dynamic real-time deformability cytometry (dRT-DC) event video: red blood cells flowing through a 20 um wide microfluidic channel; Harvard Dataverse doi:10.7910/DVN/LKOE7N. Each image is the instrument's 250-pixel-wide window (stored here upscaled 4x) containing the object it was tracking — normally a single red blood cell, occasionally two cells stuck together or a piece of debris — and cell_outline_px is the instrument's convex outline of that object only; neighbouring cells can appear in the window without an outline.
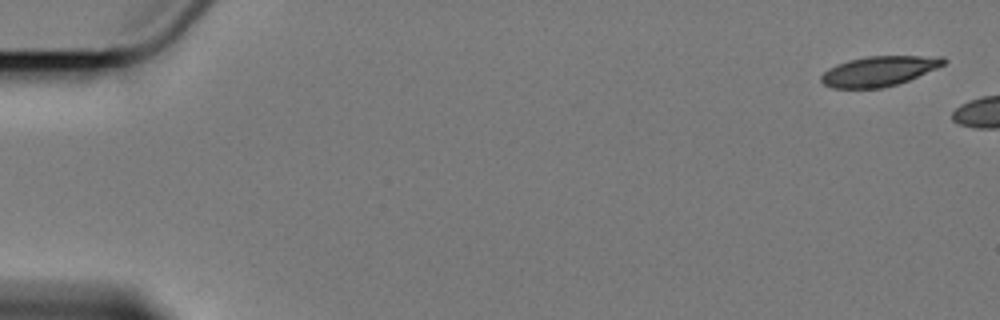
{"species": "Egyptian fruit bat (a non-hibernating species)", "species_latin": "Rousettus aegyptiacus", "temperature_condition": "cold", "stored_images_in_passage": 3, "camera_frame_rate_fps": 3000, "um_per_image_px": 0.085, "animal": {"sex": "female"}, "frame": {"image": 1, "passage_image": 1, "time_ms": 0.0, "image_size_px": [1000, 320], "cell_outline_px": [[948, 60], [944, 64], [936, 68], [908, 80], [896, 84], [880, 88], [832, 88], [824, 84], [820, 80], [820, 76], [828, 68], [836, 64], [848, 60], [868, 56], [944, 56]], "centroid_in_image_um": [74.69, 6.03], "position_along_channel_um": 10.3, "area_um2": 21.33}}